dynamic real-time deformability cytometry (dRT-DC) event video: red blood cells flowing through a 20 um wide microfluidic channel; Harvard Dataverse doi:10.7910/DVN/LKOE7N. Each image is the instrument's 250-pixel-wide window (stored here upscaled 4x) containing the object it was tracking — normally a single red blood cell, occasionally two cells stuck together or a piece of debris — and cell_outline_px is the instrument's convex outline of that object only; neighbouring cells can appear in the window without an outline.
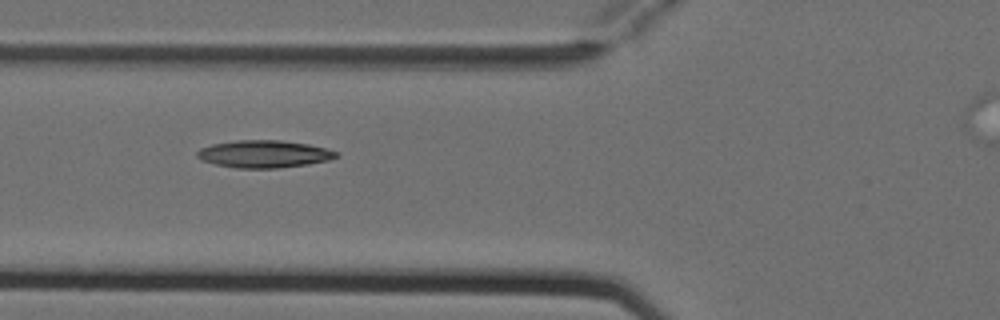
{"species": "Egyptian fruit bat (a non-hibernating species)", "species_latin": "Rousettus aegyptiacus", "temperature_condition": "cold", "stored_images_in_passage": 4, "camera_frame_rate_fps": 3000, "um_per_image_px": 0.085, "animal": {"sex": "female"}, "frame": {"image": 1, "passage_image": 3, "time_ms": 0.667, "image_size_px": [1000, 320], "cell_outline_px": [[340, 156], [328, 160], [308, 164], [276, 168], [236, 168], [216, 164], [204, 160], [196, 156], [196, 152], [200, 148], [212, 144], [236, 140], [280, 140], [308, 144], [340, 152]], "centroid_in_image_um": [22.46, 13.08], "position_along_channel_um": 103.3, "area_um2": 22.14}}
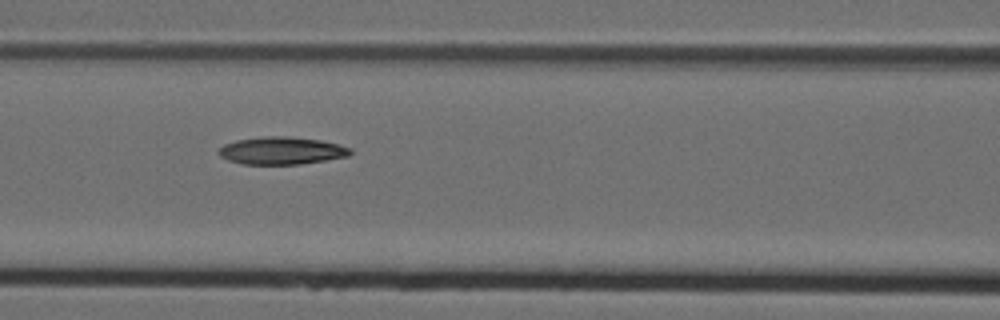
{"frame": {"image": 2, "passage_image": 4, "time_ms": 1.0, "image_size_px": [1000, 320], "cell_outline_px": [[352, 152], [348, 156], [300, 164], [244, 164], [228, 160], [220, 156], [216, 152], [224, 144], [236, 140], [260, 136], [288, 136], [320, 140], [352, 148]], "centroid_in_image_um": [23.9, 12.8], "position_along_channel_um": 142.7, "area_um2": 21.1}}